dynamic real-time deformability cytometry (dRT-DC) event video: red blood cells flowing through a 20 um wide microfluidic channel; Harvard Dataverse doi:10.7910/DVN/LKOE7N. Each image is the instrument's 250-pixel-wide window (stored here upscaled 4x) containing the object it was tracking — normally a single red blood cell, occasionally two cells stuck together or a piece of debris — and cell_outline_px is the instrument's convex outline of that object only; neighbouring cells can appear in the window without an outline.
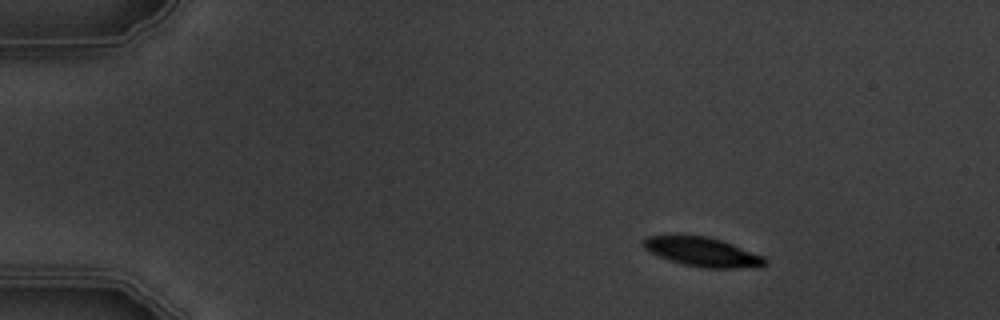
{"species": "common noctule bat (a hibernating species)", "species_latin": "Nyctalus noctula", "temperature_condition": "warm", "stored_images_in_passage": 6, "camera_frame_rate_fps": 3000, "um_per_image_px": 0.085, "animal": {"sex": "male", "body_mass_g": 19.5, "forearm_length_mm": 54.6}, "frame": {"image": 1, "passage_image": 2, "time_ms": 1.0, "image_size_px": [1000, 320], "cell_outline_px": [[768, 264], [760, 268], [708, 268], [684, 264], [660, 256], [644, 248], [644, 240], [648, 236], [708, 236], [732, 244], [764, 256], [768, 260]], "centroid_in_image_um": [59.84, 21.43], "position_along_channel_um": 25.2, "area_um2": 20.35}}
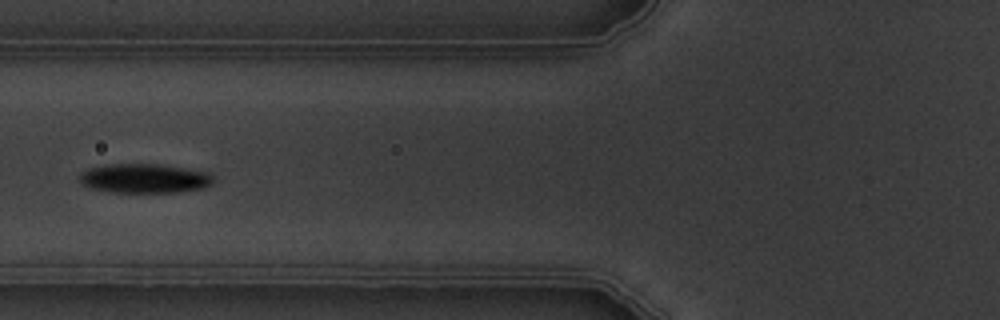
{"frame": {"image": 2, "passage_image": 6, "time_ms": 5.667, "image_size_px": [1000, 320], "cell_outline_px": [[212, 184], [204, 188], [176, 192], [112, 192], [88, 188], [80, 184], [76, 176], [80, 172], [88, 168], [104, 164], [156, 164], [184, 168], [208, 172], [212, 176]], "centroid_in_image_um": [12.18, 15.16], "position_along_channel_um": 113.6, "area_um2": 23.12}}